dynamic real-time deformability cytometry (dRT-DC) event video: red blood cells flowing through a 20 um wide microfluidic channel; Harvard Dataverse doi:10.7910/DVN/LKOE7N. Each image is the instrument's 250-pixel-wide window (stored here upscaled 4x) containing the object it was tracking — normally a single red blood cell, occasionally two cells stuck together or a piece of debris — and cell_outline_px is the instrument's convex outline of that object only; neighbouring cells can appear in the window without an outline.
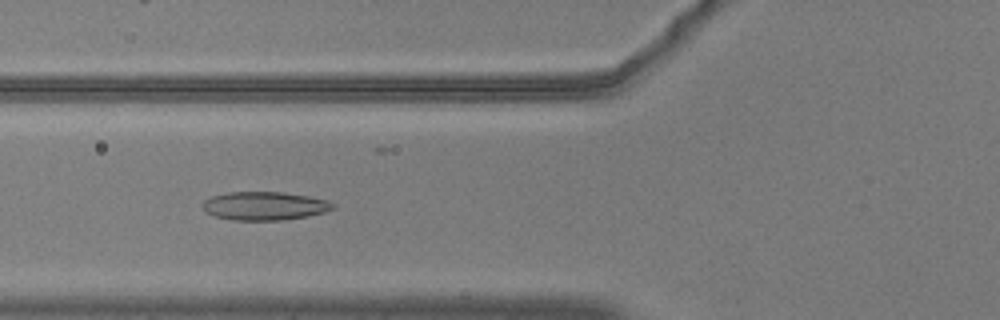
{"species": "common noctule bat (a hibernating species)", "species_latin": "Nyctalus noctula", "temperature_condition": "warm", "stored_images_in_passage": 56, "camera_frame_rate_fps": 3000, "um_per_image_px": 0.085, "animal": {"sex": "male", "body_mass_g": 20.5, "forearm_length_mm": 52.5}, "frame": {"image": 1, "passage_image": 22, "time_ms": 7.0, "image_size_px": [1000, 320], "cell_outline_px": [[336, 208], [324, 212], [308, 216], [284, 220], [232, 220], [212, 216], [204, 212], [200, 204], [204, 200], [212, 196], [228, 192], [280, 192], [308, 196], [324, 200], [336, 204]], "centroid_in_image_um": [22.43, 17.51], "position_along_channel_um": 103.4, "area_um2": 21.79}}
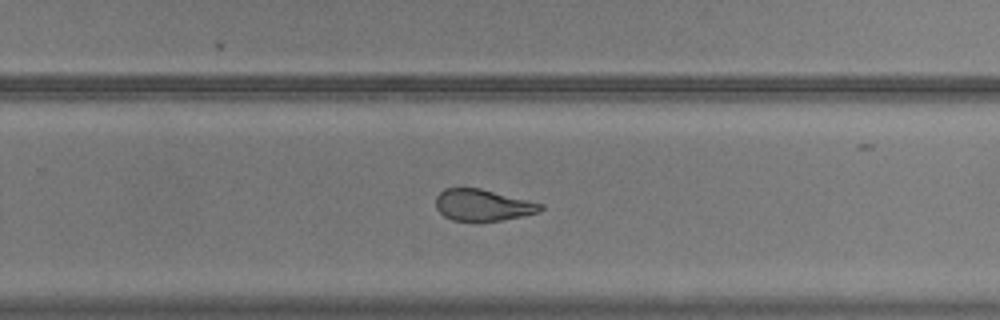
{"frame": {"image": 2, "passage_image": 37, "time_ms": 12.0, "image_size_px": [1000, 320], "cell_outline_px": [[544, 208], [540, 212], [524, 216], [500, 220], [452, 220], [444, 216], [436, 208], [436, 196], [444, 188], [480, 188], [544, 204]], "centroid_in_image_um": [41.05, 17.42], "position_along_channel_um": 288.7, "area_um2": 19.13}}
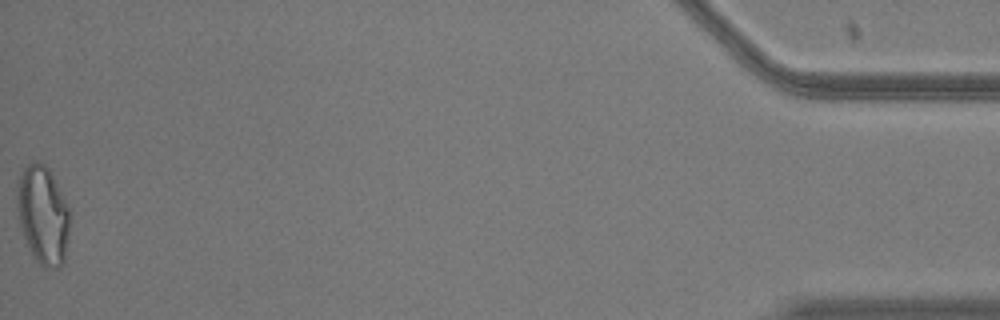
{"frame": {"image": 3, "passage_image": 56, "time_ms": 18.333, "image_size_px": [1000, 320], "cell_outline_px": [[68, 240], [64, 260], [60, 268], [44, 268], [36, 260], [28, 244], [20, 224], [16, 196], [16, 180], [24, 168], [28, 164], [36, 160], [40, 160], [48, 168], [68, 208]], "centroid_in_image_um": [3.63, 18.25], "position_along_channel_um": 431.6, "area_um2": 29.77}, "authors_computed_cell_mechanics": {"area_um2": 22.2241, "velocity_mm_per_s": 3.7077, "shape_relaxation_time_tau1_ms": null, "shape_relaxation_time_tau2_ms": 1.607, "deformation_change_tau1": null, "deformation_change_tau2": 0.0941}}